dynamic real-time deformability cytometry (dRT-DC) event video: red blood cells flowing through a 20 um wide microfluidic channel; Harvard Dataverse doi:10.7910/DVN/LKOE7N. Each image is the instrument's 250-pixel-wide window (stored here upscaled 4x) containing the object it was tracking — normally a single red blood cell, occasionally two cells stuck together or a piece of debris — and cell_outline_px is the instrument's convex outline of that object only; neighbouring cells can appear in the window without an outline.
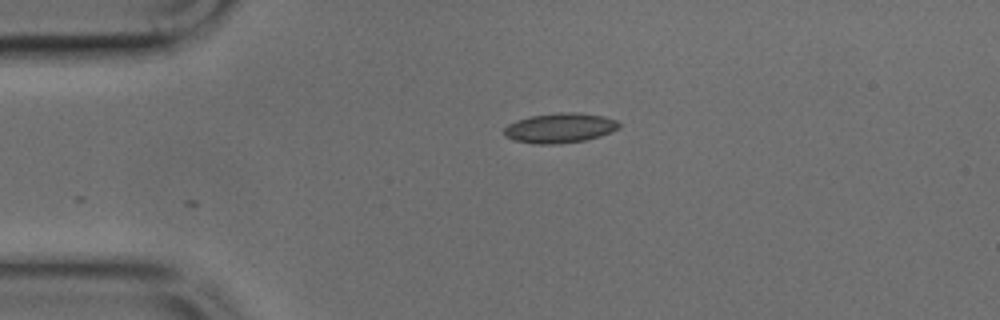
{"species": "common noctule bat (a hibernating species)", "species_latin": "Nyctalus noctula", "temperature_condition": "cold", "stored_images_in_passage": 23, "camera_frame_rate_fps": 3000, "um_per_image_px": 0.085, "animal": {"sex": "male", "body_mass_g": 17.9, "forearm_length_mm": 54.2}, "frame": {"image": 1, "passage_image": 1, "time_ms": 0.0, "image_size_px": [1000, 320], "cell_outline_px": [[620, 128], [600, 136], [584, 140], [556, 144], [536, 144], [512, 140], [504, 136], [504, 128], [508, 124], [516, 120], [528, 116], [560, 112], [576, 112], [604, 116], [616, 120], [620, 124]], "centroid_in_image_um": [47.56, 10.87], "position_along_channel_um": 37.4, "area_um2": 20.11}}
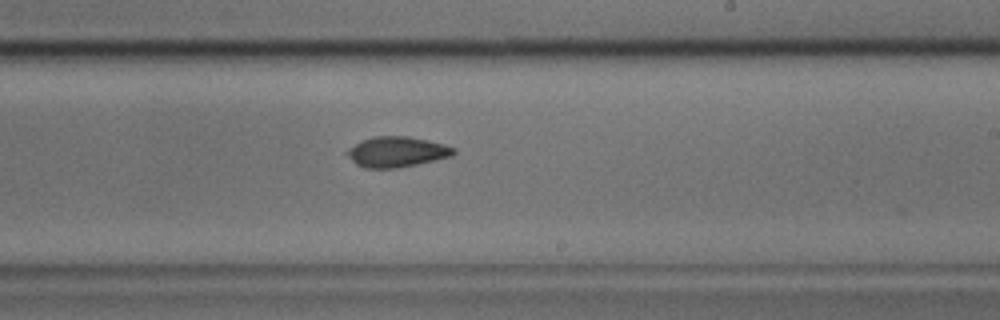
{"frame": {"image": 2, "passage_image": 19, "time_ms": 6.0, "image_size_px": [1000, 320], "cell_outline_px": [[456, 152], [452, 156], [416, 164], [396, 168], [364, 168], [356, 164], [344, 152], [348, 148], [360, 140], [372, 136], [408, 136], [428, 140], [444, 144], [456, 148]], "centroid_in_image_um": [33.7, 12.89], "position_along_channel_um": 255.3, "area_um2": 19.02}}
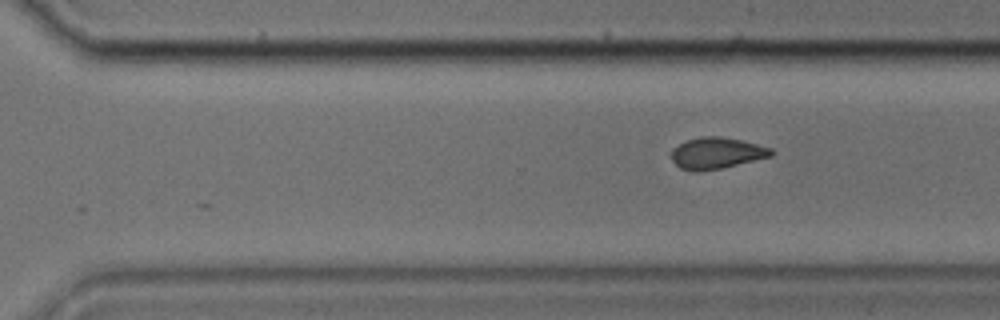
{"frame": {"image": 3, "passage_image": 23, "time_ms": 7.333, "image_size_px": [1000, 320], "cell_outline_px": [[772, 156], [724, 168], [700, 172], [692, 172], [680, 168], [672, 160], [672, 148], [688, 140], [700, 136], [720, 136], [740, 140], [772, 148]], "centroid_in_image_um": [60.9, 13.03], "position_along_channel_um": 309.7, "area_um2": 18.32}}